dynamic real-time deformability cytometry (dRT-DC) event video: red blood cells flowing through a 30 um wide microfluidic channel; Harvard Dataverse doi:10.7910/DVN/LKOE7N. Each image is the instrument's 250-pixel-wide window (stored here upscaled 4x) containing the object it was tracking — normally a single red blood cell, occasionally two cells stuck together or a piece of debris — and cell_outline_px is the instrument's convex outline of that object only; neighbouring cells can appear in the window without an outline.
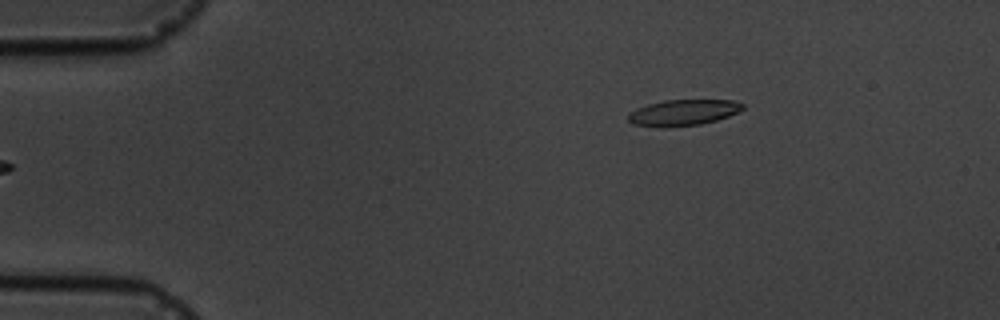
{"species": "common noctule bat (a hibernating species)", "species_latin": "Nyctalus noctula", "temperature_condition": "cold", "stored_images_in_passage": 2, "camera_frame_rate_fps": 3000, "um_per_image_px": 0.085, "animal": {"sex": "male", "body_mass_g": 19.5, "forearm_length_mm": 54.6}, "frame": {"image": 1, "passage_image": 2, "time_ms": 1.0, "image_size_px": [1000, 320], "cell_outline_px": [[744, 108], [728, 116], [716, 120], [700, 124], [660, 128], [632, 124], [628, 120], [628, 112], [636, 108], [648, 104], [664, 100], [732, 100], [744, 104]], "centroid_in_image_um": [58.01, 9.57], "position_along_channel_um": 27.0, "area_um2": 17.4}}